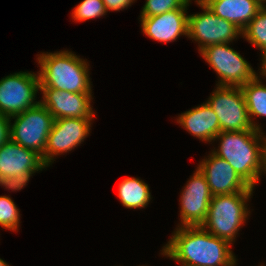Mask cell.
Masks as SVG:
<instances>
[{"instance_id": "6da1fadb", "label": "cell", "mask_w": 266, "mask_h": 266, "mask_svg": "<svg viewBox=\"0 0 266 266\" xmlns=\"http://www.w3.org/2000/svg\"><path fill=\"white\" fill-rule=\"evenodd\" d=\"M178 227V228H177ZM176 227L161 255L187 266H235L231 243L202 226Z\"/></svg>"}, {"instance_id": "277c9868", "label": "cell", "mask_w": 266, "mask_h": 266, "mask_svg": "<svg viewBox=\"0 0 266 266\" xmlns=\"http://www.w3.org/2000/svg\"><path fill=\"white\" fill-rule=\"evenodd\" d=\"M253 190L212 196L205 222V230L233 244L239 229L244 225L250 211L247 202Z\"/></svg>"}, {"instance_id": "7402d4cb", "label": "cell", "mask_w": 266, "mask_h": 266, "mask_svg": "<svg viewBox=\"0 0 266 266\" xmlns=\"http://www.w3.org/2000/svg\"><path fill=\"white\" fill-rule=\"evenodd\" d=\"M107 10L102 0H83L72 12V19L77 22H84L93 18L106 15Z\"/></svg>"}, {"instance_id": "e0dca14e", "label": "cell", "mask_w": 266, "mask_h": 266, "mask_svg": "<svg viewBox=\"0 0 266 266\" xmlns=\"http://www.w3.org/2000/svg\"><path fill=\"white\" fill-rule=\"evenodd\" d=\"M204 4L218 17L243 30L264 5L260 0H206Z\"/></svg>"}, {"instance_id": "5b68a950", "label": "cell", "mask_w": 266, "mask_h": 266, "mask_svg": "<svg viewBox=\"0 0 266 266\" xmlns=\"http://www.w3.org/2000/svg\"><path fill=\"white\" fill-rule=\"evenodd\" d=\"M10 119H15L14 123L10 122V139L27 149L36 151L44 162L48 135L55 120L49 110L39 102Z\"/></svg>"}, {"instance_id": "d4e9b609", "label": "cell", "mask_w": 266, "mask_h": 266, "mask_svg": "<svg viewBox=\"0 0 266 266\" xmlns=\"http://www.w3.org/2000/svg\"><path fill=\"white\" fill-rule=\"evenodd\" d=\"M10 122V117L0 114V146L10 139Z\"/></svg>"}, {"instance_id": "484cf974", "label": "cell", "mask_w": 266, "mask_h": 266, "mask_svg": "<svg viewBox=\"0 0 266 266\" xmlns=\"http://www.w3.org/2000/svg\"><path fill=\"white\" fill-rule=\"evenodd\" d=\"M104 2L105 8L108 11H120L122 9H127L128 6L135 0H102Z\"/></svg>"}, {"instance_id": "f546056e", "label": "cell", "mask_w": 266, "mask_h": 266, "mask_svg": "<svg viewBox=\"0 0 266 266\" xmlns=\"http://www.w3.org/2000/svg\"><path fill=\"white\" fill-rule=\"evenodd\" d=\"M206 0H195L196 4L197 3H204Z\"/></svg>"}, {"instance_id": "44dd1931", "label": "cell", "mask_w": 266, "mask_h": 266, "mask_svg": "<svg viewBox=\"0 0 266 266\" xmlns=\"http://www.w3.org/2000/svg\"><path fill=\"white\" fill-rule=\"evenodd\" d=\"M19 209L9 196H0V226L10 231H17L20 222Z\"/></svg>"}, {"instance_id": "7a4b0ae2", "label": "cell", "mask_w": 266, "mask_h": 266, "mask_svg": "<svg viewBox=\"0 0 266 266\" xmlns=\"http://www.w3.org/2000/svg\"><path fill=\"white\" fill-rule=\"evenodd\" d=\"M219 149L212 150L225 159L237 174L252 188L258 183L261 169V151L265 140L263 132L253 128L244 131H221L215 138Z\"/></svg>"}, {"instance_id": "d6986e66", "label": "cell", "mask_w": 266, "mask_h": 266, "mask_svg": "<svg viewBox=\"0 0 266 266\" xmlns=\"http://www.w3.org/2000/svg\"><path fill=\"white\" fill-rule=\"evenodd\" d=\"M261 81L260 77L256 76L240 87L245 98L250 122L252 126L259 131H262L261 126H259L253 118L266 117V85H263Z\"/></svg>"}, {"instance_id": "cb8c5ba5", "label": "cell", "mask_w": 266, "mask_h": 266, "mask_svg": "<svg viewBox=\"0 0 266 266\" xmlns=\"http://www.w3.org/2000/svg\"><path fill=\"white\" fill-rule=\"evenodd\" d=\"M38 171H27L20 175L11 176V177H4L0 179V186H4L8 190L18 191L24 188L28 183L32 174Z\"/></svg>"}, {"instance_id": "9c48e42d", "label": "cell", "mask_w": 266, "mask_h": 266, "mask_svg": "<svg viewBox=\"0 0 266 266\" xmlns=\"http://www.w3.org/2000/svg\"><path fill=\"white\" fill-rule=\"evenodd\" d=\"M202 13L188 15V38L198 43L199 51L205 47L230 43L242 35L235 24L218 17L204 3H197Z\"/></svg>"}, {"instance_id": "3957f363", "label": "cell", "mask_w": 266, "mask_h": 266, "mask_svg": "<svg viewBox=\"0 0 266 266\" xmlns=\"http://www.w3.org/2000/svg\"><path fill=\"white\" fill-rule=\"evenodd\" d=\"M41 70L37 73L40 87L69 91L71 93L92 94L87 61L66 51L37 55Z\"/></svg>"}, {"instance_id": "ac0fdd59", "label": "cell", "mask_w": 266, "mask_h": 266, "mask_svg": "<svg viewBox=\"0 0 266 266\" xmlns=\"http://www.w3.org/2000/svg\"><path fill=\"white\" fill-rule=\"evenodd\" d=\"M118 197L125 208H145L151 200L148 184L139 178L127 177L118 185Z\"/></svg>"}, {"instance_id": "52a82bcc", "label": "cell", "mask_w": 266, "mask_h": 266, "mask_svg": "<svg viewBox=\"0 0 266 266\" xmlns=\"http://www.w3.org/2000/svg\"><path fill=\"white\" fill-rule=\"evenodd\" d=\"M40 90L39 74L34 72H17L0 80V114L8 117L18 115L36 106Z\"/></svg>"}, {"instance_id": "8992f818", "label": "cell", "mask_w": 266, "mask_h": 266, "mask_svg": "<svg viewBox=\"0 0 266 266\" xmlns=\"http://www.w3.org/2000/svg\"><path fill=\"white\" fill-rule=\"evenodd\" d=\"M229 44L211 45L203 48L199 52L204 60L219 75V82L216 85L241 87L254 79L258 73Z\"/></svg>"}, {"instance_id": "4fadbf2b", "label": "cell", "mask_w": 266, "mask_h": 266, "mask_svg": "<svg viewBox=\"0 0 266 266\" xmlns=\"http://www.w3.org/2000/svg\"><path fill=\"white\" fill-rule=\"evenodd\" d=\"M198 168L205 175L213 196L254 190L225 159L218 157L213 152L208 158L202 159Z\"/></svg>"}, {"instance_id": "603a6c76", "label": "cell", "mask_w": 266, "mask_h": 266, "mask_svg": "<svg viewBox=\"0 0 266 266\" xmlns=\"http://www.w3.org/2000/svg\"><path fill=\"white\" fill-rule=\"evenodd\" d=\"M189 0H146L140 18L156 16L176 9H181Z\"/></svg>"}, {"instance_id": "8fae6325", "label": "cell", "mask_w": 266, "mask_h": 266, "mask_svg": "<svg viewBox=\"0 0 266 266\" xmlns=\"http://www.w3.org/2000/svg\"><path fill=\"white\" fill-rule=\"evenodd\" d=\"M212 196L205 175L197 167L181 192L180 227L201 226L206 220Z\"/></svg>"}, {"instance_id": "30bf717a", "label": "cell", "mask_w": 266, "mask_h": 266, "mask_svg": "<svg viewBox=\"0 0 266 266\" xmlns=\"http://www.w3.org/2000/svg\"><path fill=\"white\" fill-rule=\"evenodd\" d=\"M92 118L55 119L48 135L44 163L50 166L54 157L67 153L80 145L90 134Z\"/></svg>"}, {"instance_id": "83f0119b", "label": "cell", "mask_w": 266, "mask_h": 266, "mask_svg": "<svg viewBox=\"0 0 266 266\" xmlns=\"http://www.w3.org/2000/svg\"><path fill=\"white\" fill-rule=\"evenodd\" d=\"M262 60V65H261V69H260V73L261 74H266V56L263 58V59H261Z\"/></svg>"}, {"instance_id": "2e32d148", "label": "cell", "mask_w": 266, "mask_h": 266, "mask_svg": "<svg viewBox=\"0 0 266 266\" xmlns=\"http://www.w3.org/2000/svg\"><path fill=\"white\" fill-rule=\"evenodd\" d=\"M176 121L191 135L207 143L214 141L221 132L218 117L207 102L181 113Z\"/></svg>"}, {"instance_id": "f1b7e54d", "label": "cell", "mask_w": 266, "mask_h": 266, "mask_svg": "<svg viewBox=\"0 0 266 266\" xmlns=\"http://www.w3.org/2000/svg\"><path fill=\"white\" fill-rule=\"evenodd\" d=\"M0 266H9V265H8V263H6V261H4L0 258Z\"/></svg>"}, {"instance_id": "7c38bea8", "label": "cell", "mask_w": 266, "mask_h": 266, "mask_svg": "<svg viewBox=\"0 0 266 266\" xmlns=\"http://www.w3.org/2000/svg\"><path fill=\"white\" fill-rule=\"evenodd\" d=\"M40 102L49 110L54 119L93 118L95 112L91 106L93 94L71 93L48 87H40Z\"/></svg>"}, {"instance_id": "5bb4252c", "label": "cell", "mask_w": 266, "mask_h": 266, "mask_svg": "<svg viewBox=\"0 0 266 266\" xmlns=\"http://www.w3.org/2000/svg\"><path fill=\"white\" fill-rule=\"evenodd\" d=\"M189 0L181 9L165 12L160 15L140 18L142 32L149 38L163 42H174L179 36H188L187 7Z\"/></svg>"}, {"instance_id": "4316f807", "label": "cell", "mask_w": 266, "mask_h": 266, "mask_svg": "<svg viewBox=\"0 0 266 266\" xmlns=\"http://www.w3.org/2000/svg\"><path fill=\"white\" fill-rule=\"evenodd\" d=\"M262 171L264 173H266V136H265L264 143L262 145V151H261V169H260V175H259L258 181L260 180V176H261Z\"/></svg>"}, {"instance_id": "ba28073f", "label": "cell", "mask_w": 266, "mask_h": 266, "mask_svg": "<svg viewBox=\"0 0 266 266\" xmlns=\"http://www.w3.org/2000/svg\"><path fill=\"white\" fill-rule=\"evenodd\" d=\"M206 102L217 115L221 131L236 132L254 128L240 87L217 85Z\"/></svg>"}, {"instance_id": "9a60e30c", "label": "cell", "mask_w": 266, "mask_h": 266, "mask_svg": "<svg viewBox=\"0 0 266 266\" xmlns=\"http://www.w3.org/2000/svg\"><path fill=\"white\" fill-rule=\"evenodd\" d=\"M48 167L42 156L11 139L0 146V179L20 175L27 171H42Z\"/></svg>"}, {"instance_id": "ffe728a7", "label": "cell", "mask_w": 266, "mask_h": 266, "mask_svg": "<svg viewBox=\"0 0 266 266\" xmlns=\"http://www.w3.org/2000/svg\"><path fill=\"white\" fill-rule=\"evenodd\" d=\"M242 36L261 50V58L266 56V5L264 4L255 17L242 30Z\"/></svg>"}]
</instances>
